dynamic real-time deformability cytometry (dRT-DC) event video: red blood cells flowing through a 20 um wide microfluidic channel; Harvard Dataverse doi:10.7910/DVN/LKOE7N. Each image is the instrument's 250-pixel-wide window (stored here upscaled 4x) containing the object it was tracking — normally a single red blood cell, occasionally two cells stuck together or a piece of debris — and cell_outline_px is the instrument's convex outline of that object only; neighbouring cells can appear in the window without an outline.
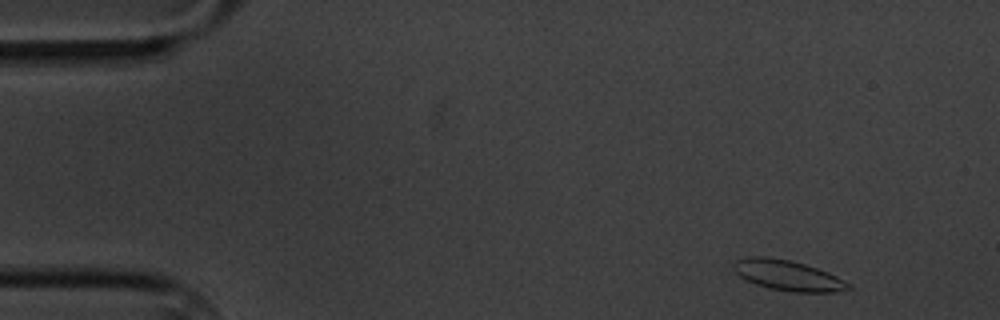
{"species": "common noctule bat (a hibernating species)", "species_latin": "Nyctalus noctula", "temperature_condition": "cold", "stored_images_in_passage": 4, "camera_frame_rate_fps": 3000, "um_per_image_px": 0.085, "animal": {"sex": "male", "body_mass_g": 20.1, "forearm_length_mm": 53.5}, "frame": {"image": 1, "passage_image": 1, "time_ms": 0.0, "image_size_px": [1000, 320], "cell_outline_px": [[852, 288], [836, 292], [792, 292], [772, 288], [756, 284], [740, 276], [732, 268], [732, 264], [736, 260], [748, 256], [764, 256], [792, 260], [828, 272], [844, 280]], "centroid_in_image_um": [66.95, 23.39], "position_along_channel_um": 18.1, "area_um2": 20.17}}
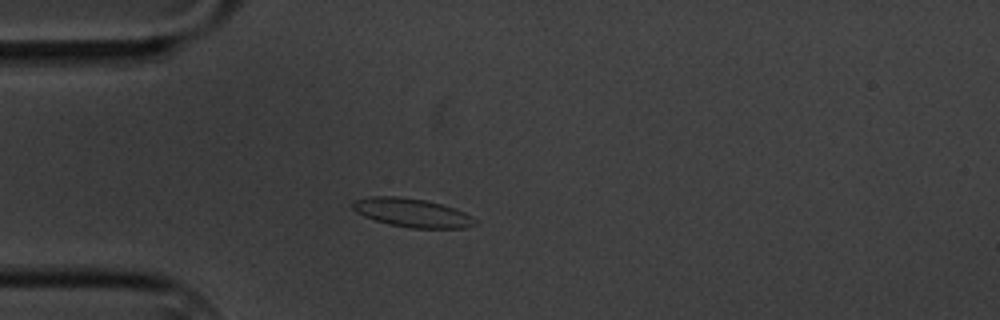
{"frame": {"image": 2, "passage_image": 4, "time_ms": 3.333, "image_size_px": [1000, 320], "cell_outline_px": [[476, 224], [464, 228], [412, 228], [388, 224], [364, 216], [356, 212], [352, 208], [352, 200], [372, 196], [396, 196], [424, 200], [456, 208], [472, 216], [476, 220]], "centroid_in_image_um": [35.01, 18.08], "position_along_channel_um": 50.0, "area_um2": 20.4}}